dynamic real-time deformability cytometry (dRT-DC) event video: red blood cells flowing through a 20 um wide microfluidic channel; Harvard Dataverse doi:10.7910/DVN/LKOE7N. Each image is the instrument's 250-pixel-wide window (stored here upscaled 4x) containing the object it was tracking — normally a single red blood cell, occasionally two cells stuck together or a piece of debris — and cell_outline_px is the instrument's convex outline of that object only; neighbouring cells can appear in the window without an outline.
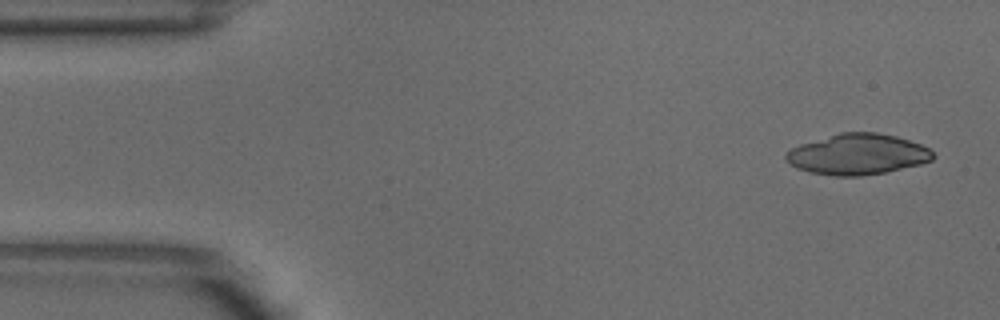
{"species": "common noctule bat (a hibernating species)", "species_latin": "Nyctalus noctula", "temperature_condition": "warm", "stored_images_in_passage": 5, "camera_frame_rate_fps": 3000, "um_per_image_px": 0.085, "animal": {"sex": "male", "body_mass_g": 18.8}, "frame": {"image": 1, "passage_image": 5, "time_ms": 1.333, "image_size_px": [1000, 320], "cell_outline_px": [[936, 156], [932, 160], [920, 164], [884, 172], [860, 176], [836, 176], [812, 172], [796, 168], [784, 156], [784, 152], [800, 144], [840, 132], [876, 132], [896, 136], [920, 144], [928, 148]], "centroid_in_image_um": [72.89, 13.11], "position_along_channel_um": 12.1, "area_um2": 34.68}}